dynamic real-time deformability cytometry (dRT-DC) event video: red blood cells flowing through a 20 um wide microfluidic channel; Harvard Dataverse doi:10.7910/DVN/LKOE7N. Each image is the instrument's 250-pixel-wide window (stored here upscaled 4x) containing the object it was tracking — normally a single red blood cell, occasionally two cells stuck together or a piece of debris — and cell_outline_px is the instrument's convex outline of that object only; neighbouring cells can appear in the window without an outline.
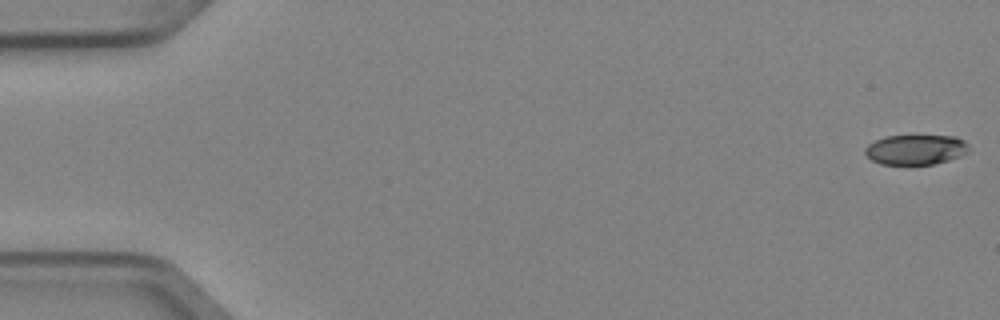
{"species": "Egyptian fruit bat (a non-hibernating species)", "species_latin": "Rousettus aegyptiacus", "temperature_condition": "cold", "stored_images_in_passage": 5, "camera_frame_rate_fps": 3000, "um_per_image_px": 0.085, "animal": {"sex": "female"}, "frame": {"image": 1, "passage_image": 1, "time_ms": 0.0, "image_size_px": [1000, 320], "cell_outline_px": [[968, 152], [960, 156], [948, 160], [932, 164], [880, 164], [872, 160], [864, 152], [864, 148], [868, 144], [876, 140], [888, 136], [956, 136], [964, 140], [968, 144]], "centroid_in_image_um": [77.84, 12.71], "position_along_channel_um": 7.2, "area_um2": 18.03}}
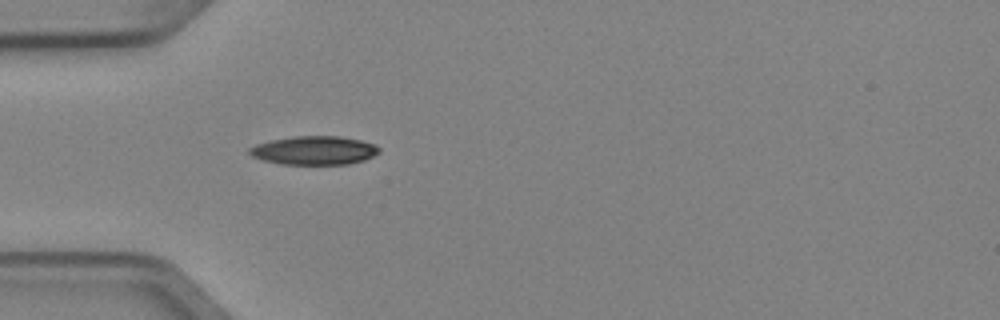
{"frame": {"image": 2, "passage_image": 5, "time_ms": 1.333, "image_size_px": [1000, 320], "cell_outline_px": [[380, 152], [364, 160], [348, 164], [280, 164], [264, 160], [252, 156], [248, 152], [248, 148], [256, 144], [272, 140], [292, 136], [340, 136], [360, 140], [376, 144], [380, 148]], "centroid_in_image_um": [26.72, 12.78], "position_along_channel_um": 58.3, "area_um2": 21.68}}